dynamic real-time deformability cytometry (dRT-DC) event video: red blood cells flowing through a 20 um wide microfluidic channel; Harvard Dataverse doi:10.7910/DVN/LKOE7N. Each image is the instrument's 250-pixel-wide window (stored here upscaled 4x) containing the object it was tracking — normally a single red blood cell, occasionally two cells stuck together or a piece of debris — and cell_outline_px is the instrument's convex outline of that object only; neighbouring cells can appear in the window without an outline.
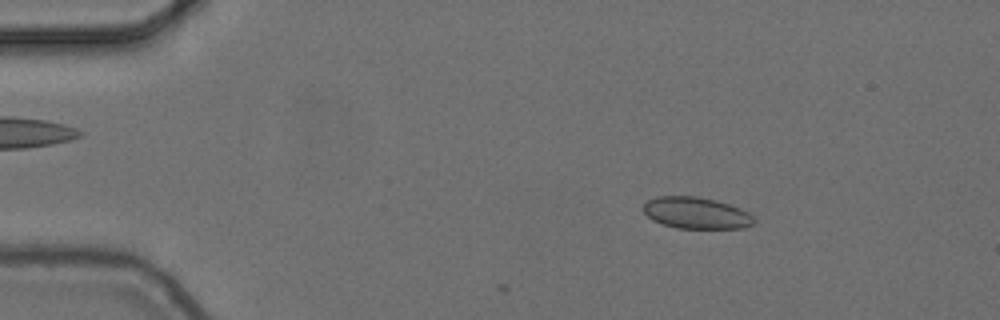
{"species": "common noctule bat (a hibernating species)", "species_latin": "Nyctalus noctula", "temperature_condition": "cold", "stored_images_in_passage": 6, "segment_of_instrument_passage": [1, 2], "camera_frame_rate_fps": 3000, "um_per_image_px": 0.085, "animal": {"sex": "female", "body_mass_g": 24.6, "forearm_length_mm": 56.2}, "frame": {"image": 1, "passage_image": 3, "time_ms": 0.667, "image_size_px": [1000, 320], "cell_outline_px": [[756, 220], [752, 224], [744, 228], [676, 228], [652, 220], [640, 208], [648, 200], [656, 196], [696, 196], [716, 200], [740, 208], [748, 212]], "centroid_in_image_um": [59.15, 18.09], "position_along_channel_um": 25.8, "area_um2": 20.4}}